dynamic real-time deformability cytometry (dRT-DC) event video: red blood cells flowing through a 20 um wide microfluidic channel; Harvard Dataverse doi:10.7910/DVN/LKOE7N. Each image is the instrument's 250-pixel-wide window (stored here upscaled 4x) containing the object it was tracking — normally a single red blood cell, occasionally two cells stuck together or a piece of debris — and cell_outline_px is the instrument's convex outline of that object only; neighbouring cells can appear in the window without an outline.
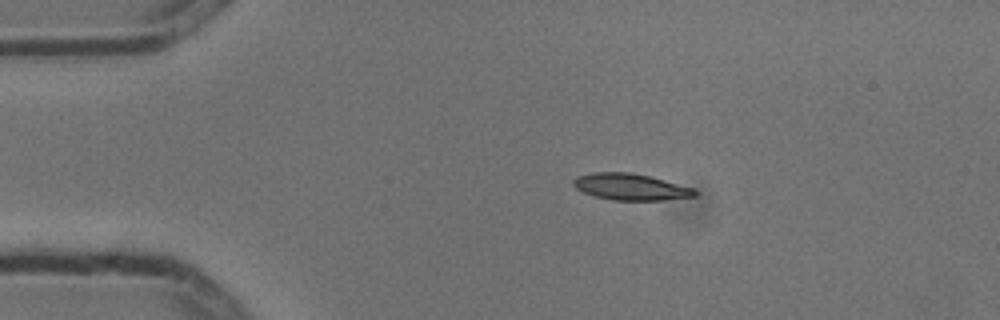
{"species": "common noctule bat (a hibernating species)", "species_latin": "Nyctalus noctula", "temperature_condition": "cold", "stored_images_in_passage": 5, "camera_frame_rate_fps": 3000, "um_per_image_px": 0.085, "animal": {"sex": "male", "body_mass_g": 13.3}, "frame": {"image": 1, "passage_image": 2, "time_ms": 0.333, "image_size_px": [1000, 320], "cell_outline_px": [[696, 196], [664, 200], [612, 200], [596, 196], [584, 192], [576, 188], [572, 184], [572, 180], [576, 176], [592, 172], [632, 172], [652, 176], [692, 188], [696, 192]], "centroid_in_image_um": [53.57, 15.87], "position_along_channel_um": 31.4, "area_um2": 18.79}}
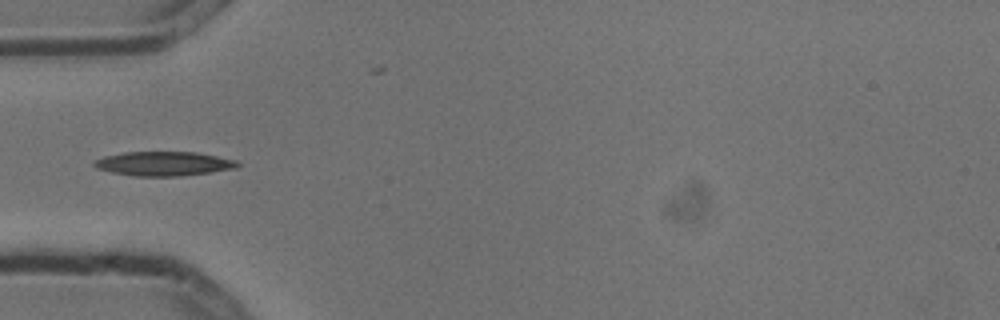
{"frame": {"image": 2, "passage_image": 4, "time_ms": 1.0, "image_size_px": [1000, 320], "cell_outline_px": [[240, 164], [236, 168], [180, 176], [132, 176], [112, 172], [96, 168], [92, 164], [96, 160], [104, 156], [124, 152], [196, 152], [236, 160]], "centroid_in_image_um": [13.89, 13.91], "position_along_channel_um": 71.1, "area_um2": 20.11}}